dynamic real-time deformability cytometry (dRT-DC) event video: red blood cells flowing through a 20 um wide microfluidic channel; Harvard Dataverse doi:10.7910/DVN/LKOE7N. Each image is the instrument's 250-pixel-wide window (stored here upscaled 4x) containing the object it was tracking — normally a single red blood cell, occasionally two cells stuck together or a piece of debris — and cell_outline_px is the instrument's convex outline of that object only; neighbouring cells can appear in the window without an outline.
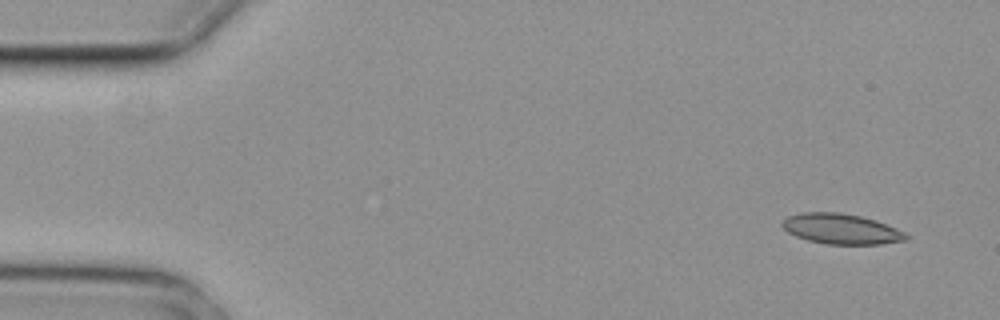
{"species": "common noctule bat (a hibernating species)", "species_latin": "Nyctalus noctula", "temperature_condition": "cold", "stored_images_in_passage": 5, "camera_frame_rate_fps": 3000, "um_per_image_px": 0.085, "animal": {"sex": "female", "body_mass_g": 29.2, "forearm_length_mm": 56.3}, "frame": {"image": 1, "passage_image": 1, "time_ms": 0.0, "image_size_px": [1000, 320], "cell_outline_px": [[908, 240], [880, 244], [828, 244], [808, 240], [796, 236], [788, 232], [780, 224], [788, 216], [800, 212], [840, 212], [860, 216], [876, 220], [896, 228], [904, 232], [908, 236]], "centroid_in_image_um": [71.5, 19.45], "position_along_channel_um": 13.5, "area_um2": 21.85}}
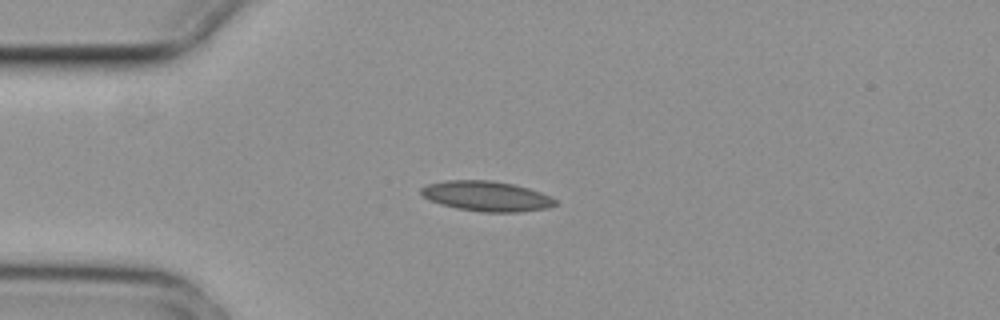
{"frame": {"image": 2, "passage_image": 3, "time_ms": 0.667, "image_size_px": [1000, 320], "cell_outline_px": [[560, 204], [548, 208], [520, 212], [484, 212], [456, 208], [440, 204], [428, 200], [420, 192], [420, 188], [428, 184], [448, 180], [492, 180], [512, 184], [528, 188], [552, 196]], "centroid_in_image_um": [41.39, 16.68], "position_along_channel_um": 43.6, "area_um2": 23.7}}
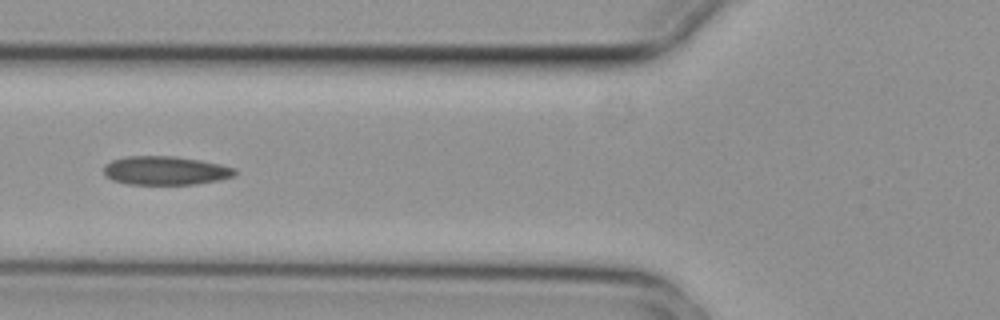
{"frame": {"image": 3, "passage_image": 5, "time_ms": 1.333, "image_size_px": [1000, 320], "cell_outline_px": [[236, 176], [220, 180], [196, 184], [128, 184], [112, 180], [104, 176], [104, 164], [112, 160], [128, 156], [172, 156], [200, 160], [220, 164], [236, 168]], "centroid_in_image_um": [14.07, 14.5], "position_along_channel_um": 111.7, "area_um2": 22.08}}